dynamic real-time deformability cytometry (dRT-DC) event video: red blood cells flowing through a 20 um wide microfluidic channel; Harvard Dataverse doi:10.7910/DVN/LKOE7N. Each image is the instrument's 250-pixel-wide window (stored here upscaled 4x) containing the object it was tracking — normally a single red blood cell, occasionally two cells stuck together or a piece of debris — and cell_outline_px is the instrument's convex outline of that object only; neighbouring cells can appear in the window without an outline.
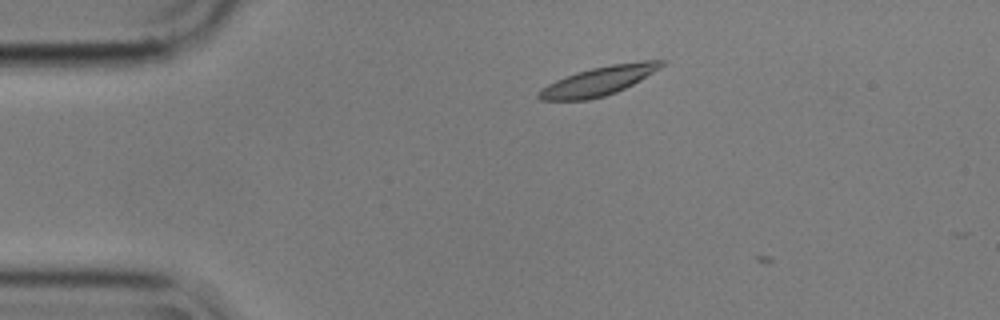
{"species": "common noctule bat (a hibernating species)", "species_latin": "Nyctalus noctula", "temperature_condition": "cold", "stored_images_in_passage": 2, "camera_frame_rate_fps": 3000, "um_per_image_px": 0.085, "animal": {"sex": "male", "body_mass_g": 17.9}, "frame": {"image": 1, "passage_image": 1, "time_ms": 0.0, "image_size_px": [1000, 320], "cell_outline_px": [[668, 64], [640, 80], [616, 92], [604, 96], [588, 100], [540, 100], [536, 96], [536, 92], [540, 88], [556, 80], [576, 72], [592, 68], [612, 64], [644, 60], [668, 60]], "centroid_in_image_um": [50.91, 6.87], "position_along_channel_um": 34.1, "area_um2": 20.81}}